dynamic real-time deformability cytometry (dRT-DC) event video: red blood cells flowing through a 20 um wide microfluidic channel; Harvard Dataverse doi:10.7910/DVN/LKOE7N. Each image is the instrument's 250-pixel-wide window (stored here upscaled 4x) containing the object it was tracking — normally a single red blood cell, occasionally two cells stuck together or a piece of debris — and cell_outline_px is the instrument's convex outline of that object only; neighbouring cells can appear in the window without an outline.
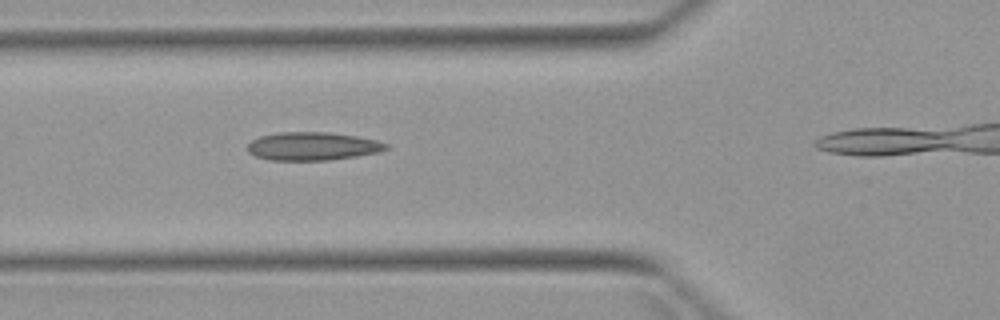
{"species": "Egyptian fruit bat (a non-hibernating species)", "species_latin": "Rousettus aegyptiacus", "temperature_condition": "warm", "stored_images_in_passage": 4, "camera_frame_rate_fps": 3000, "um_per_image_px": 0.085, "animal": {"sex": "female"}, "frame": {"image": 1, "passage_image": 3, "time_ms": 2.333, "image_size_px": [1000, 320], "cell_outline_px": [[388, 148], [380, 152], [356, 156], [328, 160], [268, 160], [256, 156], [248, 152], [248, 144], [252, 140], [260, 136], [280, 132], [328, 132], [356, 136], [376, 140], [388, 144]], "centroid_in_image_um": [26.57, 12.43], "position_along_channel_um": 99.2, "area_um2": 22.72}}